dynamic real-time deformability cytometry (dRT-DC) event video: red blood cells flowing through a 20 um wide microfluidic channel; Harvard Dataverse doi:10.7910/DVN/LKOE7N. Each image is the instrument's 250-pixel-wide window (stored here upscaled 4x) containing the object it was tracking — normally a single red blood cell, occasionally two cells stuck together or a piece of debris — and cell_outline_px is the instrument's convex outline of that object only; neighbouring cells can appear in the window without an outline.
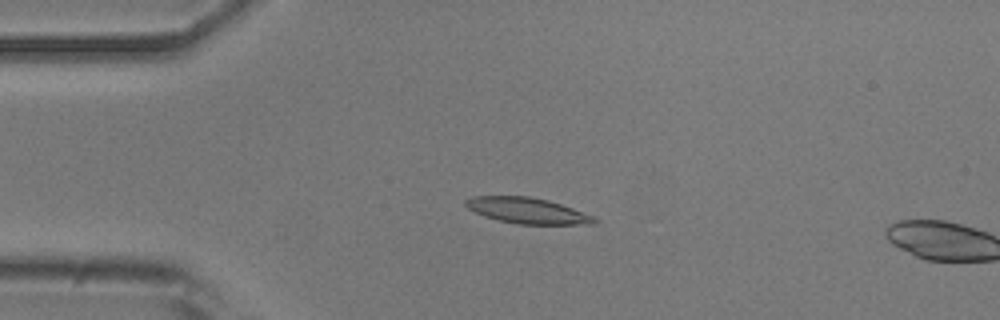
{"species": "common noctule bat (a hibernating species)", "species_latin": "Nyctalus noctula", "temperature_condition": "room temperature", "stored_images_in_passage": 14, "camera_frame_rate_fps": 3000, "um_per_image_px": 0.085, "animal": {"sex": "male", "body_mass_g": 20.5, "forearm_length_mm": 52.5}, "frame": {"image": 1, "passage_image": 12, "time_ms": 3.667, "image_size_px": [1000, 320], "cell_outline_px": [[600, 220], [596, 224], [516, 224], [484, 216], [468, 208], [464, 204], [464, 200], [472, 196], [528, 196], [548, 200], [596, 216]], "centroid_in_image_um": [44.86, 17.9], "position_along_channel_um": 40.1, "area_um2": 19.42}}